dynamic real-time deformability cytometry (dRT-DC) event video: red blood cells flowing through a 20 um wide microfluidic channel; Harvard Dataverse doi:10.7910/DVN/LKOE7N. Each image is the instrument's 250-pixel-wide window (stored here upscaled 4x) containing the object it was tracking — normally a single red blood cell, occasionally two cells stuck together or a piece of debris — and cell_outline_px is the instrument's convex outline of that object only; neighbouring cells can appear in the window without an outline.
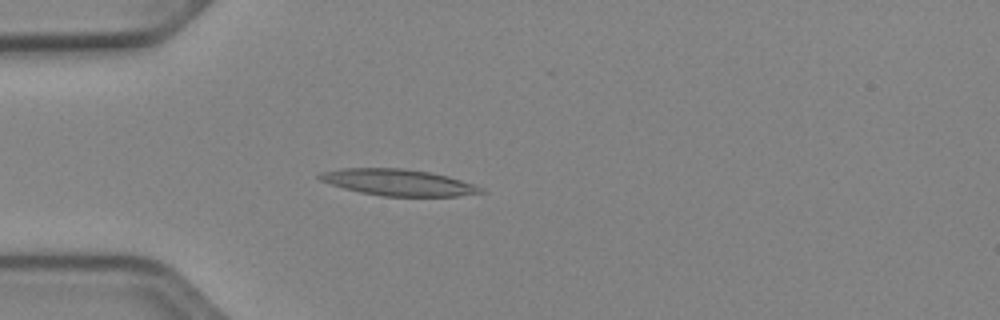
{"species": "Egyptian fruit bat (a non-hibernating species)", "species_latin": "Rousettus aegyptiacus", "temperature_condition": "cold", "stored_images_in_passage": 51, "camera_frame_rate_fps": 3000, "um_per_image_px": 0.085, "animal": {"sex": "female"}, "frame": {"image": 1, "passage_image": 14, "time_ms": 4.333, "image_size_px": [1000, 320], "cell_outline_px": [[488, 192], [456, 196], [384, 196], [360, 192], [344, 188], [320, 180], [316, 176], [320, 172], [340, 168], [404, 168], [428, 172], [448, 176], [484, 188]], "centroid_in_image_um": [33.85, 15.5], "position_along_channel_um": 51.2, "area_um2": 24.74}}
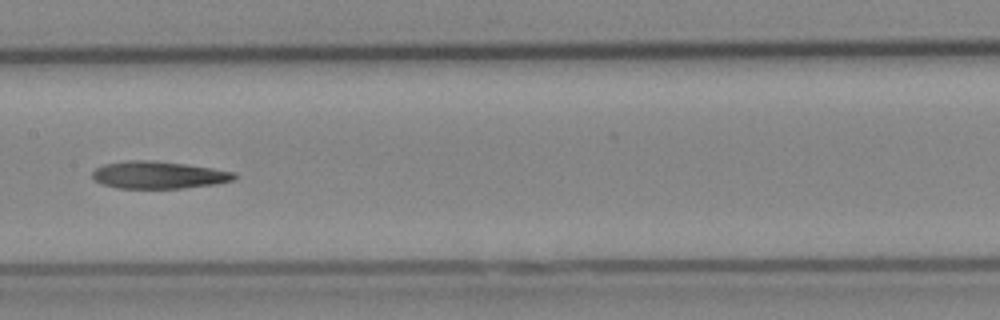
{"frame": {"image": 2, "passage_image": 26, "time_ms": 8.333, "image_size_px": [1000, 320], "cell_outline_px": [[236, 176], [232, 180], [216, 184], [184, 188], [120, 188], [100, 184], [92, 176], [92, 172], [96, 168], [104, 164], [132, 160], [152, 160], [184, 164], [212, 168], [232, 172]], "centroid_in_image_um": [13.44, 14.87], "position_along_channel_um": 194.0, "area_um2": 22.37}}
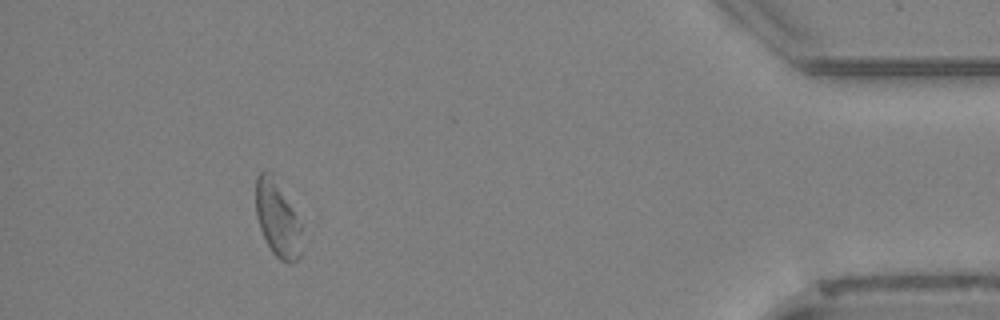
{"frame": {"image": 3, "passage_image": 47, "time_ms": 15.333, "image_size_px": [1000, 320], "cell_outline_px": [[300, 256], [292, 264], [288, 264], [280, 260], [272, 252], [260, 228], [256, 216], [256, 176], [264, 168], [268, 168], [272, 172], [300, 224]], "centroid_in_image_um": [23.54, 18.57], "position_along_channel_um": 411.7, "area_um2": 20.06}}